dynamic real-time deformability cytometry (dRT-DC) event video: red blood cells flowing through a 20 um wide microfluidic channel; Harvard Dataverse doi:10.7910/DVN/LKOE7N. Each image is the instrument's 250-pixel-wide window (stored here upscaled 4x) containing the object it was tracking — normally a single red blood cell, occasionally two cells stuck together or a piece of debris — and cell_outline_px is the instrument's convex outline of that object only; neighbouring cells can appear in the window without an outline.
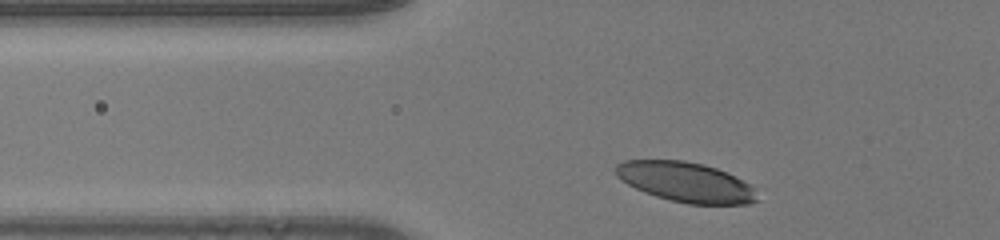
{"species": "human", "species_latin": "Homo sapiens", "temperature_condition": "room temperature", "stored_images_in_passage": 30, "camera_frame_rate_fps": 3000, "um_per_image_px": 0.085, "donor": {"sex": "male"}, "frame": {"image": 1, "passage_image": 3, "time_ms": 0.667, "image_size_px": [1000, 240], "cell_outline_px": [[760, 200], [748, 204], [688, 204], [656, 196], [644, 192], [628, 184], [616, 176], [616, 164], [624, 160], [684, 160], [704, 164], [728, 172], [736, 176], [756, 188]], "centroid_in_image_um": [58.35, 15.47], "position_along_channel_um": 67.5, "area_um2": 33.12}}
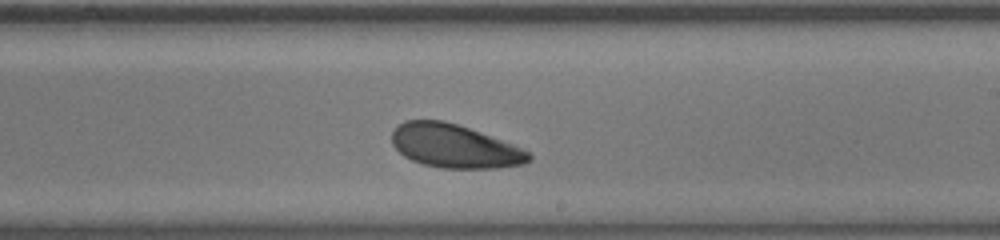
{"frame": {"image": 2, "passage_image": 18, "time_ms": 5.667, "image_size_px": [1000, 240], "cell_outline_px": [[532, 160], [524, 164], [500, 168], [440, 168], [424, 164], [412, 160], [404, 156], [392, 144], [392, 132], [404, 120], [444, 120], [480, 132], [524, 148], [532, 156]], "centroid_in_image_um": [38.66, 12.43], "position_along_channel_um": 250.3, "area_um2": 34.68}}
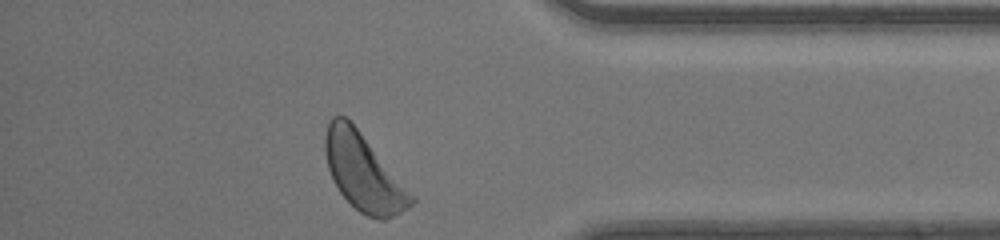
{"frame": {"image": 3, "passage_image": 30, "time_ms": 9.667, "image_size_px": [1000, 240], "cell_outline_px": [[416, 200], [408, 208], [388, 220], [380, 220], [368, 216], [360, 212], [340, 192], [332, 180], [328, 168], [324, 152], [324, 136], [328, 120], [332, 116], [344, 116], [356, 128], [416, 196]], "centroid_in_image_um": [30.9, 14.67], "position_along_channel_um": 404.3, "area_um2": 38.32}, "authors_computed_cell_mechanics": {"area_um2": 35.3158, "velocity_mm_per_s": 4.0908, "shape_relaxation_time_tau1_ms": 2.9041, "shape_relaxation_time_tau2_ms": null, "deformation_change_tau1": 0.1325, "deformation_change_tau2": null}}